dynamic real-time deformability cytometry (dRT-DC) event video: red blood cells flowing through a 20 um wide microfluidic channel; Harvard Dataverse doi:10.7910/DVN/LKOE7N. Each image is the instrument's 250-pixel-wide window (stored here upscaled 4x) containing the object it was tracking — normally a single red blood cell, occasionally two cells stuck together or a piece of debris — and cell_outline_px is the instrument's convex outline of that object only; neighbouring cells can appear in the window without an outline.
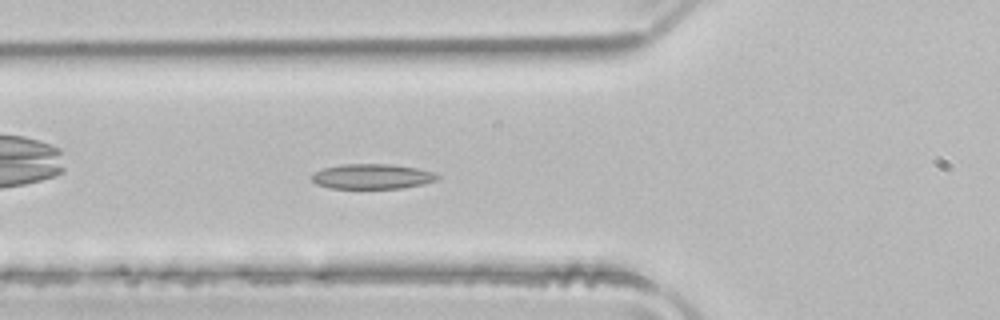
{"species": "common noctule bat (a hibernating species)", "species_latin": "Nyctalus noctula", "temperature_condition": "room temperature", "stored_images_in_passage": 49, "camera_frame_rate_fps": 3000, "um_per_image_px": 0.085, "animal": {"sex": "male", "body_mass_g": 21.5, "forearm_length_mm": 52.0}, "frame": {"image": 1, "passage_image": 17, "time_ms": 5.333, "image_size_px": [1000, 320], "cell_outline_px": [[440, 176], [436, 180], [404, 188], [328, 188], [316, 184], [312, 180], [312, 176], [316, 172], [324, 168], [340, 164], [392, 164], [416, 168], [436, 172]], "centroid_in_image_um": [31.64, 14.99], "position_along_channel_um": 94.2, "area_um2": 18.26}}
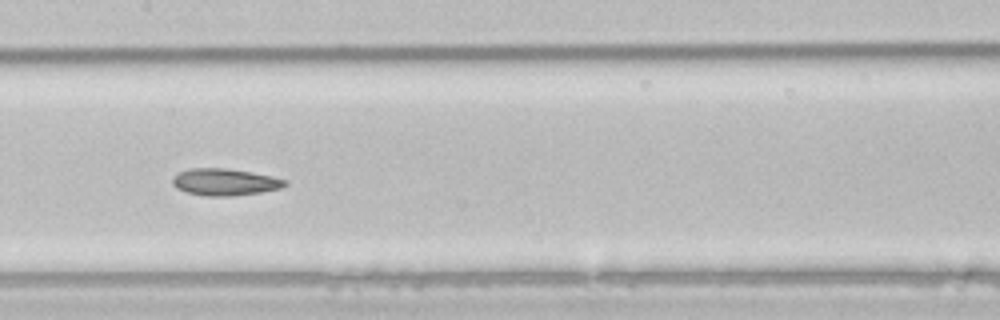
{"frame": {"image": 2, "passage_image": 24, "time_ms": 7.667, "image_size_px": [1000, 320], "cell_outline_px": [[288, 184], [280, 188], [260, 192], [232, 196], [208, 196], [188, 192], [176, 188], [172, 184], [172, 180], [180, 172], [192, 168], [224, 168], [248, 172], [288, 180]], "centroid_in_image_um": [19.11, 15.48], "position_along_channel_um": 188.3, "area_um2": 17.22}}
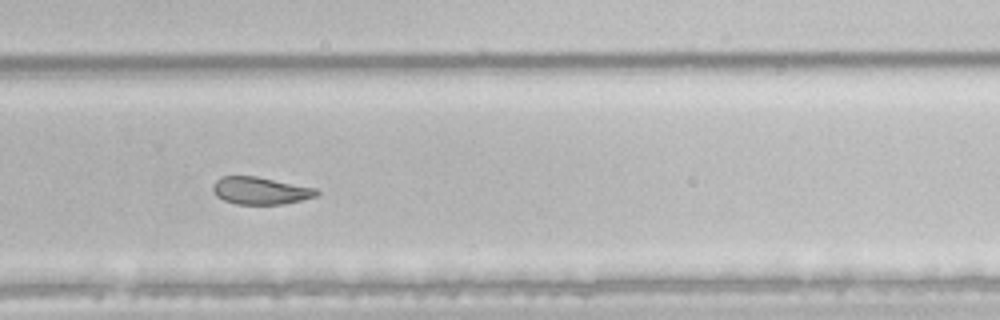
{"frame": {"image": 3, "passage_image": 33, "time_ms": 10.667, "image_size_px": [1000, 320], "cell_outline_px": [[320, 192], [316, 196], [284, 204], [236, 204], [224, 200], [216, 196], [212, 188], [212, 184], [220, 176], [256, 176], [316, 188]], "centroid_in_image_um": [22.11, 16.2], "position_along_channel_um": 307.7, "area_um2": 16.53}, "authors_computed_cell_mechanics": {"area_um2": 19.5364, "velocity_mm_per_s": 4.0092, "shape_relaxation_time_tau1_ms": 9.2403, "shape_relaxation_time_tau2_ms": 4.969, "deformation_change_tau1": 0.1915, "deformation_change_tau2": 0.1117}}